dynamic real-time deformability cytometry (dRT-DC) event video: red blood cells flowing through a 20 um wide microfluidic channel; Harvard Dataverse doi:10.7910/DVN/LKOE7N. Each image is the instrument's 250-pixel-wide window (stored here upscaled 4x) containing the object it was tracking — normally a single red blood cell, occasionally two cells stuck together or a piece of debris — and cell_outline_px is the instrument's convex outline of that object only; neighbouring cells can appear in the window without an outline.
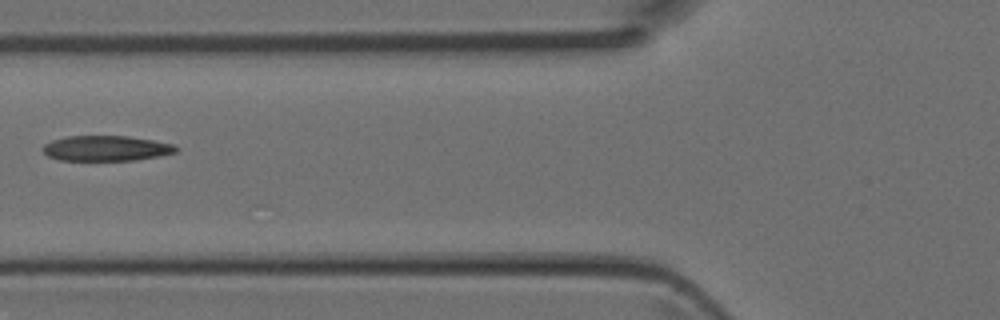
{"species": "Egyptian fruit bat (a non-hibernating species)", "species_latin": "Rousettus aegyptiacus", "temperature_condition": "room temperature", "stored_images_in_passage": 4, "camera_frame_rate_fps": 3000, "um_per_image_px": 0.085, "animal": {"sex": "female"}, "frame": {"image": 1, "passage_image": 4, "time_ms": 1.0, "image_size_px": [1000, 320], "cell_outline_px": [[180, 148], [176, 152], [160, 156], [136, 160], [60, 160], [48, 156], [44, 152], [44, 144], [52, 140], [68, 136], [128, 136], [152, 140], [172, 144]], "centroid_in_image_um": [9.05, 12.6], "position_along_channel_um": 116.8, "area_um2": 19.54}}